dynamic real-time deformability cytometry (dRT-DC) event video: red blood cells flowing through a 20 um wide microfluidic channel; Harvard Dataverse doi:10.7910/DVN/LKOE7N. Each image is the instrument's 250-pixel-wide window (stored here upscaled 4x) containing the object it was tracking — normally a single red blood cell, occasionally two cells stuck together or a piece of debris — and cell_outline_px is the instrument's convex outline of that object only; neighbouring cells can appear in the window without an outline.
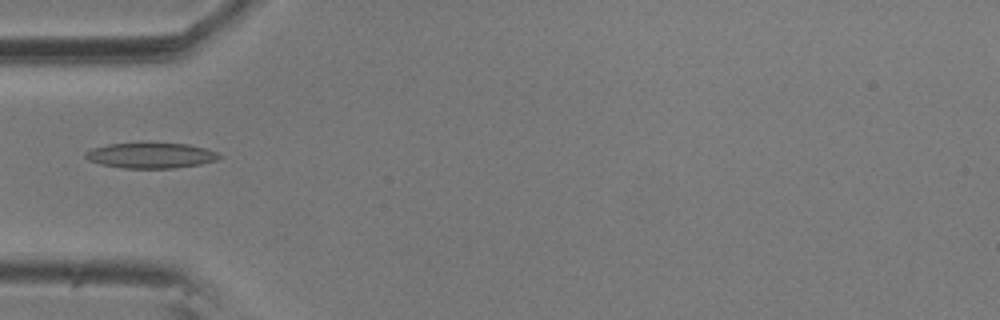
{"species": "common noctule bat (a hibernating species)", "species_latin": "Nyctalus noctula", "temperature_condition": "room temperature", "stored_images_in_passage": 7, "camera_frame_rate_fps": 3000, "um_per_image_px": 0.085, "animal": {"sex": "male", "body_mass_g": 20.5, "forearm_length_mm": 52.5}, "frame": {"image": 1, "passage_image": 5, "time_ms": 1.333, "image_size_px": [1000, 320], "cell_outline_px": [[224, 156], [216, 160], [200, 164], [176, 168], [124, 168], [100, 164], [88, 160], [84, 156], [84, 152], [92, 148], [108, 144], [188, 144], [204, 148], [216, 152]], "centroid_in_image_um": [12.81, 13.23], "position_along_channel_um": 72.2, "area_um2": 19.59}}
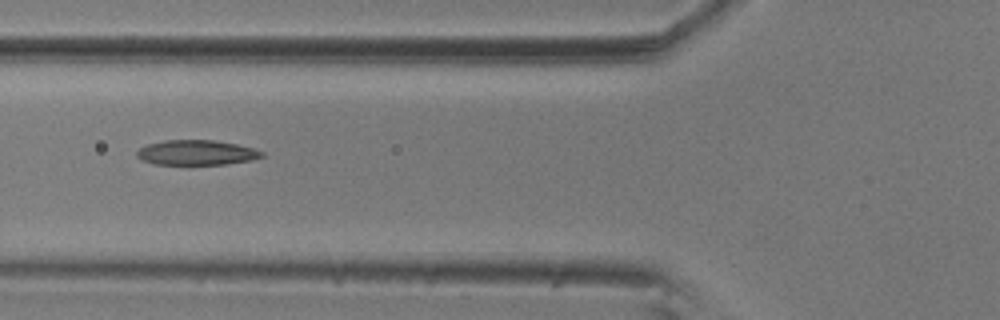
{"frame": {"image": 2, "passage_image": 6, "time_ms": 1.667, "image_size_px": [1000, 320], "cell_outline_px": [[264, 156], [252, 160], [228, 164], [188, 168], [152, 164], [140, 160], [136, 156], [136, 152], [140, 148], [148, 144], [164, 140], [212, 140], [236, 144], [252, 148], [264, 152]], "centroid_in_image_um": [16.65, 13.04], "position_along_channel_um": 109.2, "area_um2": 19.31}}
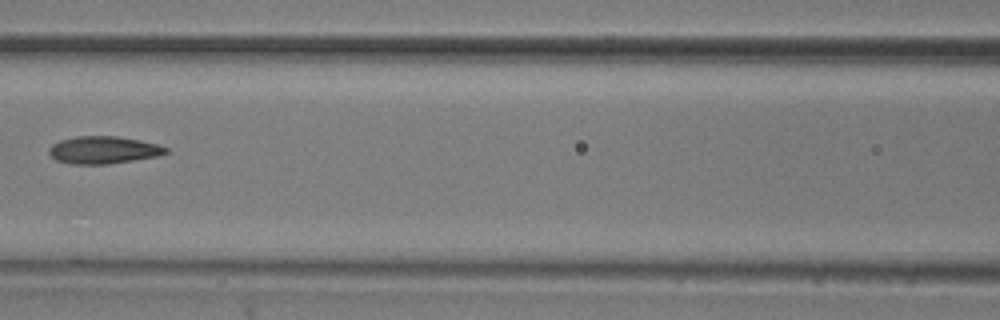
{"frame": {"image": 3, "passage_image": 7, "time_ms": 2.0, "image_size_px": [1000, 320], "cell_outline_px": [[168, 152], [160, 156], [108, 164], [72, 164], [56, 160], [48, 152], [48, 148], [52, 144], [60, 140], [76, 136], [116, 136], [140, 140], [156, 144], [168, 148]], "centroid_in_image_um": [8.79, 12.75], "position_along_channel_um": 157.8, "area_um2": 18.73}}